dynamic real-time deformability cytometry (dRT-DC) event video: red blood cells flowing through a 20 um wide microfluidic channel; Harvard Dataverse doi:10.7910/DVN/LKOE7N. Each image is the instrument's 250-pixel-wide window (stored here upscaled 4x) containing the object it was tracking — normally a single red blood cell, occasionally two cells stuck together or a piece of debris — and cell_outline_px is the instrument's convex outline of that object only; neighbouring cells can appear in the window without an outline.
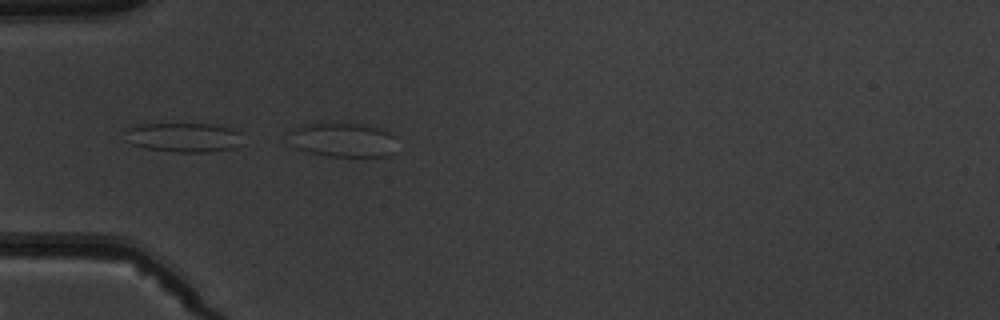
{"species": "common noctule bat (a hibernating species)", "species_latin": "Nyctalus noctula", "temperature_condition": "warm", "stored_images_in_passage": 3, "camera_frame_rate_fps": 3000, "um_per_image_px": 0.085, "animal": {"sex": "male", "body_mass_g": 19.5, "forearm_length_mm": 54.6}, "frame": {"image": 1, "passage_image": 3, "time_ms": 2.333, "image_size_px": [1000, 320], "cell_outline_px": [[396, 152], [388, 156], [324, 156], [296, 148], [288, 132], [292, 128], [300, 124], [360, 124], [384, 128], [392, 132], [396, 136]], "centroid_in_image_um": [29.23, 11.89], "position_along_channel_um": 55.8, "area_um2": 21.85}}